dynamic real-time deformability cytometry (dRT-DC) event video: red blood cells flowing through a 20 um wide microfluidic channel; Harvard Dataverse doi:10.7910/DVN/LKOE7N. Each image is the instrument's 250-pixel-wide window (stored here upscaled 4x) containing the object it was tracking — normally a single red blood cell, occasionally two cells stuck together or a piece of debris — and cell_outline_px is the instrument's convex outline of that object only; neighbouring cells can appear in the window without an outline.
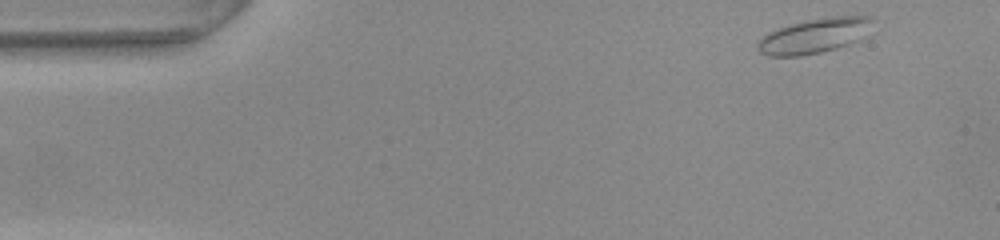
{"species": "common noctule bat (a hibernating species)", "species_latin": "Nyctalus noctula", "temperature_condition": "warm", "stored_images_in_passage": 9, "camera_frame_rate_fps": 3000, "um_per_image_px": 0.085, "animal": {"sex": "female", "body_mass_g": 22.0, "forearm_length_mm": 56.7}, "frame": {"image": 1, "passage_image": 1, "time_ms": 0.0, "image_size_px": [1000, 240], "cell_outline_px": [[880, 20], [860, 40], [836, 48], [820, 52], [800, 56], [768, 56], [760, 52], [756, 48], [756, 44], [768, 32], [792, 24], [808, 20], [836, 16], [872, 16]], "centroid_in_image_um": [69.32, 3.03], "position_along_channel_um": 15.7, "area_um2": 23.52}}